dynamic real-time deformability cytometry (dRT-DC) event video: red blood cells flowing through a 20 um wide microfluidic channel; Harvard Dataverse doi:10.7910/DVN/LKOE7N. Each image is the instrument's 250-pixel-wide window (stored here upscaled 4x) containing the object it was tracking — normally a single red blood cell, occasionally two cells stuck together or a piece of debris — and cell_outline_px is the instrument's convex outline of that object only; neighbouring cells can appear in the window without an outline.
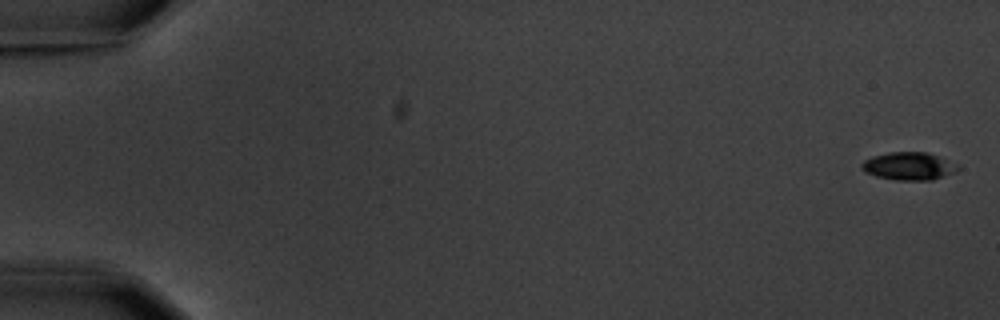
{"species": "common noctule bat (a hibernating species)", "species_latin": "Nyctalus noctula", "temperature_condition": "warm", "stored_images_in_passage": 7, "camera_frame_rate_fps": 3000, "um_per_image_px": 0.085, "animal": {"sex": "male", "body_mass_g": 20.1, "forearm_length_mm": 53.5}, "frame": {"image": 1, "passage_image": 1, "time_ms": 0.0, "image_size_px": [1000, 320], "cell_outline_px": [[960, 168], [956, 172], [932, 180], [896, 180], [876, 176], [864, 172], [860, 164], [864, 160], [872, 156], [888, 152], [928, 152], [960, 164]], "centroid_in_image_um": [77.28, 14.11], "position_along_channel_um": 7.7, "area_um2": 15.84}}
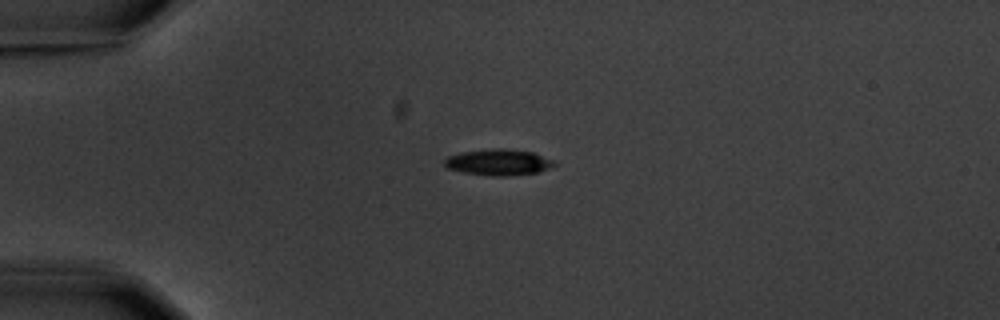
{"frame": {"image": 2, "passage_image": 5, "time_ms": 4.667, "image_size_px": [1000, 320], "cell_outline_px": [[556, 164], [548, 168], [536, 172], [508, 176], [492, 176], [464, 172], [444, 168], [444, 160], [448, 156], [460, 152], [492, 148], [504, 148], [532, 152], [552, 160]], "centroid_in_image_um": [42.3, 13.78], "position_along_channel_um": 42.7, "area_um2": 16.65}}
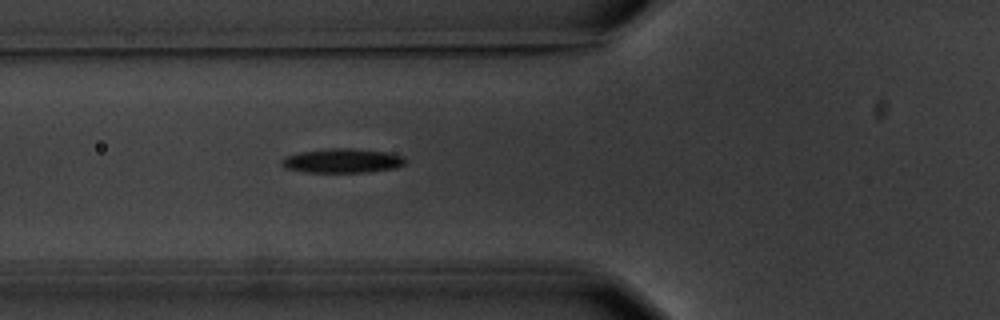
{"frame": {"image": 3, "passage_image": 7, "time_ms": 7.0, "image_size_px": [1000, 320], "cell_outline_px": [[408, 160], [404, 164], [396, 168], [368, 172], [304, 172], [284, 168], [280, 164], [280, 160], [288, 156], [300, 152], [332, 148], [348, 148], [388, 152], [404, 156]], "centroid_in_image_um": [29.12, 13.67], "position_along_channel_um": 96.7, "area_um2": 17.57}}